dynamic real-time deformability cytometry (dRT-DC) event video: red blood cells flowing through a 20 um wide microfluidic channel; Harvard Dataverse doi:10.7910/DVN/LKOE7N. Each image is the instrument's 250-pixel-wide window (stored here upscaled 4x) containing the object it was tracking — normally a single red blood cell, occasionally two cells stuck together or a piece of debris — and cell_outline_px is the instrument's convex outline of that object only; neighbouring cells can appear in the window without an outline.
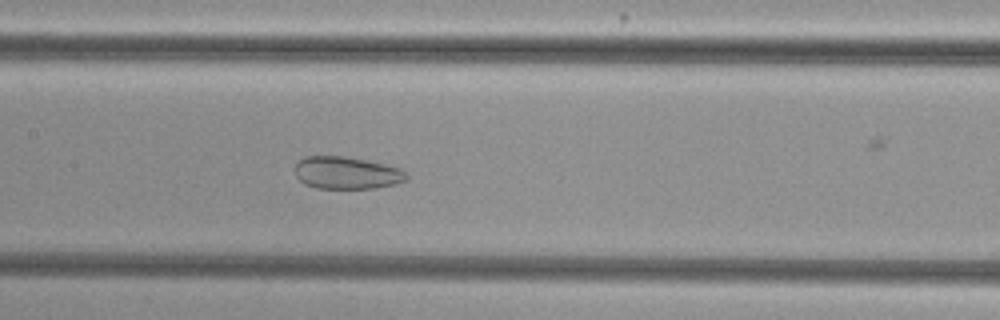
{"species": "common noctule bat (a hibernating species)", "species_latin": "Nyctalus noctula", "temperature_condition": "cold", "stored_images_in_passage": 52, "camera_frame_rate_fps": 3000, "um_per_image_px": 0.085, "animal": {"sex": "female", "body_mass_g": 29.2, "forearm_length_mm": 56.3}, "frame": {"image": 1, "passage_image": 23, "time_ms": 7.333, "image_size_px": [1000, 320], "cell_outline_px": [[408, 180], [396, 184], [376, 188], [316, 188], [304, 184], [296, 176], [296, 164], [304, 156], [344, 156], [404, 168], [408, 172]], "centroid_in_image_um": [29.53, 14.7], "position_along_channel_um": 177.9, "area_um2": 21.21}}
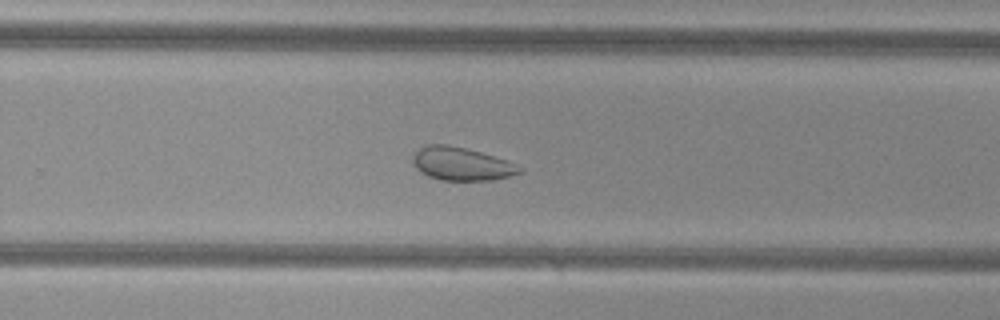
{"frame": {"image": 2, "passage_image": 32, "time_ms": 10.333, "image_size_px": [1000, 320], "cell_outline_px": [[524, 168], [520, 172], [508, 176], [492, 180], [440, 180], [428, 176], [420, 172], [412, 164], [412, 156], [420, 148], [428, 144], [448, 144], [480, 152], [504, 160]], "centroid_in_image_um": [39.16, 13.93], "position_along_channel_um": 290.6, "area_um2": 20.4}}
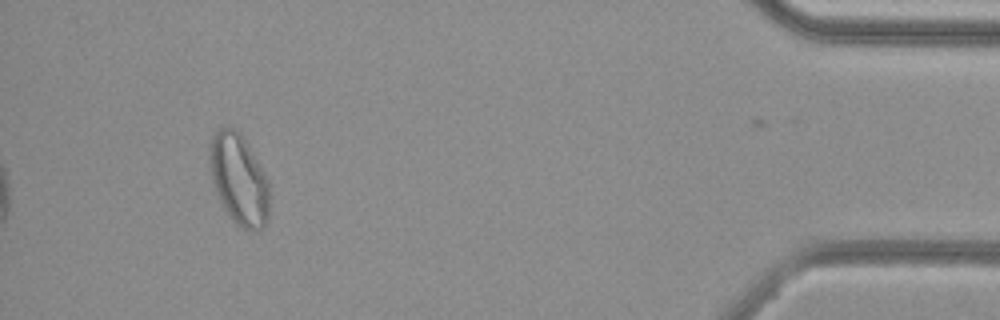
{"frame": {"image": 3, "passage_image": 47, "time_ms": 15.333, "image_size_px": [1000, 320], "cell_outline_px": [[268, 220], [264, 228], [256, 232], [252, 232], [240, 228], [232, 220], [224, 208], [216, 192], [212, 180], [208, 164], [208, 144], [216, 132], [220, 128], [236, 128], [240, 132], [268, 180]], "centroid_in_image_um": [20.28, 15.28], "position_along_channel_um": 414.9, "area_um2": 31.79}, "authors_computed_cell_mechanics": {"area_um2": 28.0619, "velocity_mm_per_s": 3.7658, "shape_relaxation_time_tau1_ms": null, "shape_relaxation_time_tau2_ms": 1.9672, "deformation_change_tau1": null, "deformation_change_tau2": 0.0786}}